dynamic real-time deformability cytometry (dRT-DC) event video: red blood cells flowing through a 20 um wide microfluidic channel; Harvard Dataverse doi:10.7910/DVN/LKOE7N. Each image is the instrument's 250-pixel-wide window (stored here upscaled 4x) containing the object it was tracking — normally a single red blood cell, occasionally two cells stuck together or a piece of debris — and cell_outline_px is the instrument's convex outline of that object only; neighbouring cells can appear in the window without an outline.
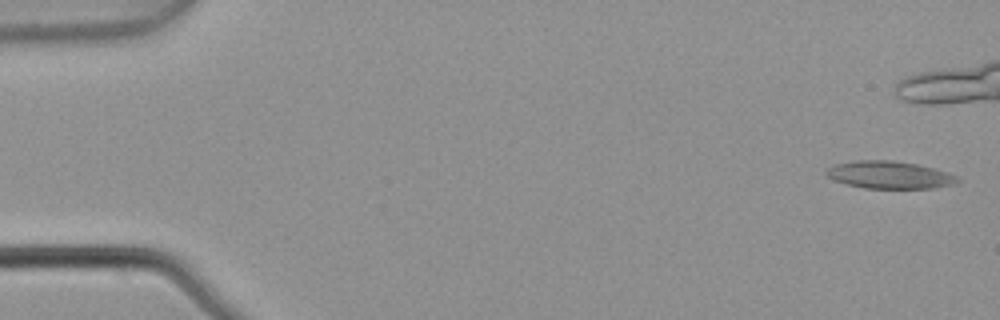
{"species": "common noctule bat (a hibernating species)", "species_latin": "Nyctalus noctula", "temperature_condition": "warm", "stored_images_in_passage": 10, "camera_frame_rate_fps": 3000, "um_per_image_px": 0.085, "animal": {"sex": "male", "body_mass_g": 21.5, "forearm_length_mm": 52.0}, "frame": {"image": 1, "passage_image": 1, "time_ms": 0.0, "image_size_px": [1000, 320], "cell_outline_px": [[960, 180], [948, 184], [932, 188], [864, 188], [848, 184], [836, 180], [828, 176], [828, 168], [836, 164], [856, 160], [892, 160], [916, 164], [936, 168], [948, 172], [956, 176]], "centroid_in_image_um": [75.62, 14.85], "position_along_channel_um": 9.4, "area_um2": 20.58}}